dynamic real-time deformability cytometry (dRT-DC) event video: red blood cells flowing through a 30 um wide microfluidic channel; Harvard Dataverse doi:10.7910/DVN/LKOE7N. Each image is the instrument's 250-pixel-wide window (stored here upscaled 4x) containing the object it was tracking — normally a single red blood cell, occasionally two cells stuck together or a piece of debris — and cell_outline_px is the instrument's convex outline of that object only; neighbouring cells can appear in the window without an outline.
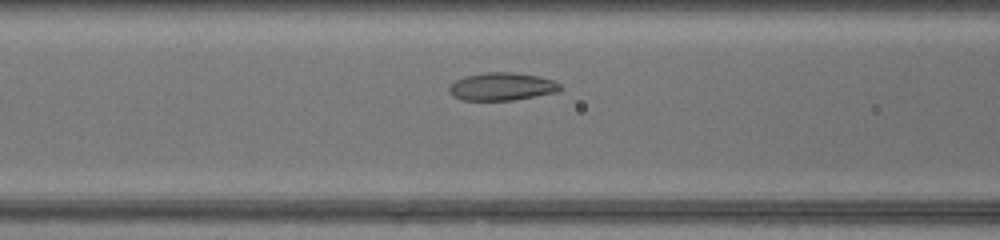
{"species": "common noctule bat (a hibernating species)", "species_latin": "Nyctalus noctula", "temperature_condition": "warm", "stored_images_in_passage": 38, "segment_of_instrument_passage": [1, 2], "camera_frame_rate_fps": 3000, "um_per_image_px": 0.085, "animal": {"sex": "female", "body_mass_g": 17.0, "forearm_length_mm": 48.0}, "frame": {"image": 1, "passage_image": 10, "time_ms": 3.0, "image_size_px": [1000, 240], "cell_outline_px": [[560, 88], [556, 92], [512, 100], [464, 100], [452, 96], [448, 92], [448, 84], [456, 80], [468, 76], [484, 72], [512, 72], [540, 76], [552, 80], [560, 84]], "centroid_in_image_um": [42.61, 7.35], "position_along_channel_um": 124.0, "area_um2": 17.92}}
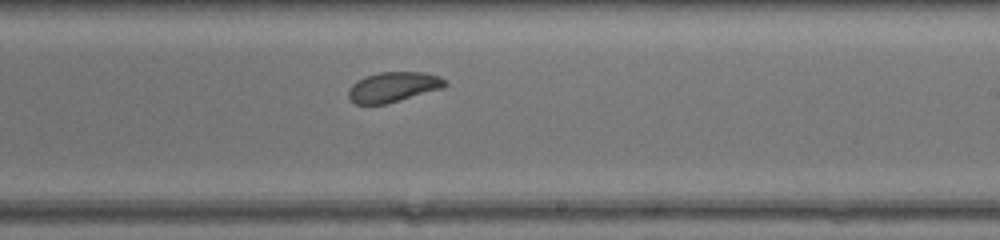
{"frame": {"image": 2, "passage_image": 19, "time_ms": 6.0, "image_size_px": [1000, 240], "cell_outline_px": [[448, 84], [444, 88], [384, 104], [356, 104], [348, 96], [348, 88], [356, 80], [364, 76], [380, 72], [424, 72], [440, 76]], "centroid_in_image_um": [33.42, 7.38], "position_along_channel_um": 255.6, "area_um2": 16.94}}
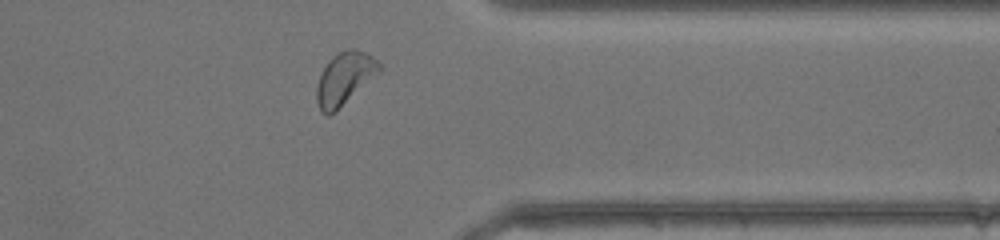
{"frame": {"image": 3, "passage_image": 28, "time_ms": 9.0, "image_size_px": [1000, 240], "cell_outline_px": [[384, 68], [380, 72], [336, 112], [328, 116], [320, 112], [316, 100], [316, 88], [320, 76], [324, 68], [332, 56], [348, 48], [356, 48], [372, 56]], "centroid_in_image_um": [29.29, 6.69], "position_along_channel_um": 382.1, "area_um2": 19.31}}